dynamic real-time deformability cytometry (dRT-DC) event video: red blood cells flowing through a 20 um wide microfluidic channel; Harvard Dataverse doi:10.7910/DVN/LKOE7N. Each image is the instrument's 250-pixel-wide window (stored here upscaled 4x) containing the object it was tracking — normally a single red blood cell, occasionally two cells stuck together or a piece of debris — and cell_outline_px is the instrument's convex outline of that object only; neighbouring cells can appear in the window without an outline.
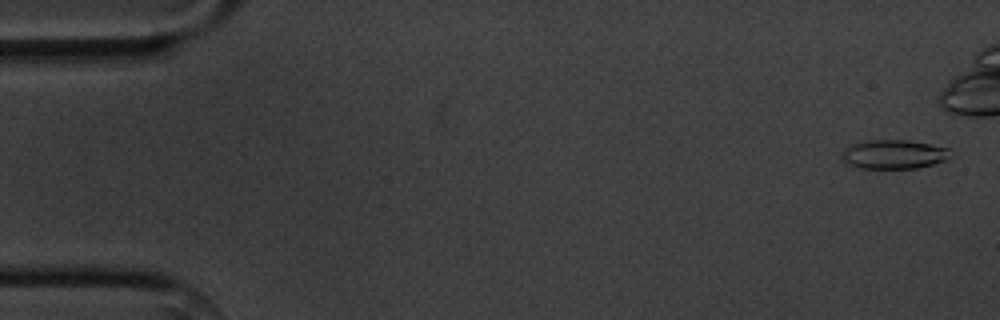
{"species": "common noctule bat (a hibernating species)", "species_latin": "Nyctalus noctula", "temperature_condition": "cold", "stored_images_in_passage": 6, "camera_frame_rate_fps": 3000, "um_per_image_px": 0.085, "animal": {"sex": "male", "body_mass_g": 20.1, "forearm_length_mm": 53.5}, "frame": {"image": 1, "passage_image": 1, "time_ms": 0.0, "image_size_px": [1000, 320], "cell_outline_px": [[952, 148], [948, 160], [916, 168], [860, 168], [848, 164], [840, 160], [840, 152], [844, 148], [852, 144], [872, 140], [908, 140]], "centroid_in_image_um": [75.96, 13.11], "position_along_channel_um": 9.0, "area_um2": 18.61}}